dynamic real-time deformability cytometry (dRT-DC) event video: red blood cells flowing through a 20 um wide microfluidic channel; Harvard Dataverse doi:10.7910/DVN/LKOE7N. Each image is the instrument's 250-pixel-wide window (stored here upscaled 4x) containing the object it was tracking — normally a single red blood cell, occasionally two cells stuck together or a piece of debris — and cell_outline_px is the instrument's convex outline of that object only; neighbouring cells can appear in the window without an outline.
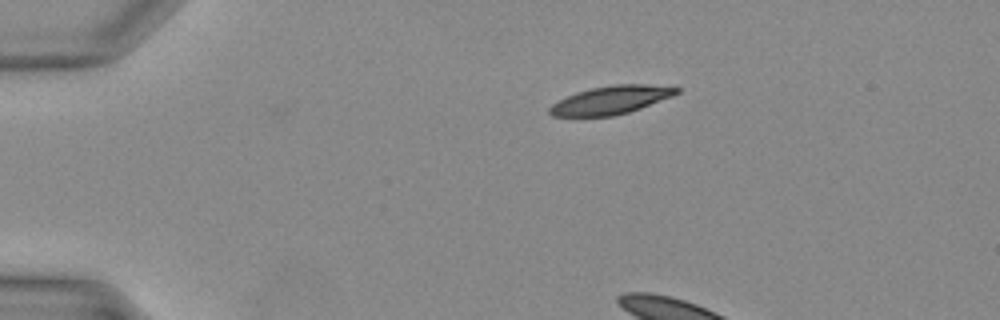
{"species": "Egyptian fruit bat (a non-hibernating species)", "species_latin": "Rousettus aegyptiacus", "temperature_condition": "warm", "stored_images_in_passage": 4, "camera_frame_rate_fps": 3000, "um_per_image_px": 0.085, "animal": {"sex": "female"}, "frame": {"image": 1, "passage_image": 1, "time_ms": 0.0, "image_size_px": [1000, 320], "cell_outline_px": [[680, 92], [672, 96], [640, 108], [628, 112], [612, 116], [552, 116], [548, 112], [548, 108], [552, 104], [576, 92], [592, 88], [616, 84], [644, 84], [680, 88]], "centroid_in_image_um": [51.91, 8.5], "position_along_channel_um": 33.1, "area_um2": 20.58}}